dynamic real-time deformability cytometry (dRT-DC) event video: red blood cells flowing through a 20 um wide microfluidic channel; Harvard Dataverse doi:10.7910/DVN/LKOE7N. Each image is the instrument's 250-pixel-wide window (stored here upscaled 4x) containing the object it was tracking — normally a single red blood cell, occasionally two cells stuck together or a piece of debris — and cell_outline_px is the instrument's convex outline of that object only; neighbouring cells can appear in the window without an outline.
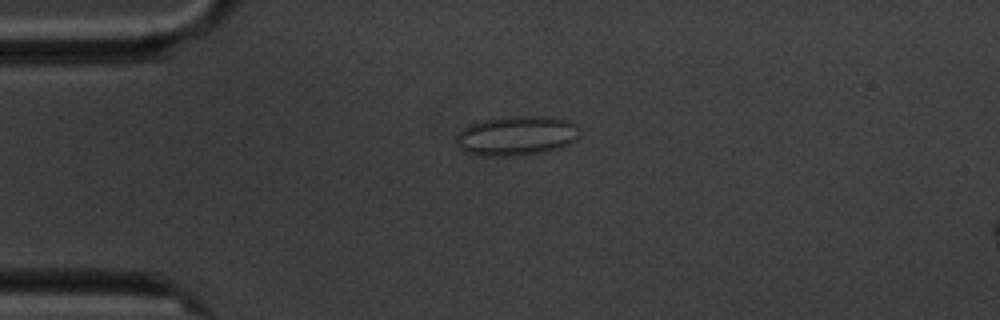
{"species": "common noctule bat (a hibernating species)", "species_latin": "Nyctalus noctula", "temperature_condition": "cold", "stored_images_in_passage": 5, "camera_frame_rate_fps": 3000, "um_per_image_px": 0.085, "animal": {"sex": "male", "body_mass_g": 20.1, "forearm_length_mm": 53.5}, "frame": {"image": 1, "passage_image": 4, "time_ms": 3.667, "image_size_px": [1000, 320], "cell_outline_px": [[576, 140], [560, 148], [544, 152], [508, 156], [480, 156], [464, 152], [456, 144], [456, 136], [472, 120], [508, 116], [548, 116], [572, 120], [576, 124]], "centroid_in_image_um": [43.84, 11.52], "position_along_channel_um": 41.2, "area_um2": 28.96}}